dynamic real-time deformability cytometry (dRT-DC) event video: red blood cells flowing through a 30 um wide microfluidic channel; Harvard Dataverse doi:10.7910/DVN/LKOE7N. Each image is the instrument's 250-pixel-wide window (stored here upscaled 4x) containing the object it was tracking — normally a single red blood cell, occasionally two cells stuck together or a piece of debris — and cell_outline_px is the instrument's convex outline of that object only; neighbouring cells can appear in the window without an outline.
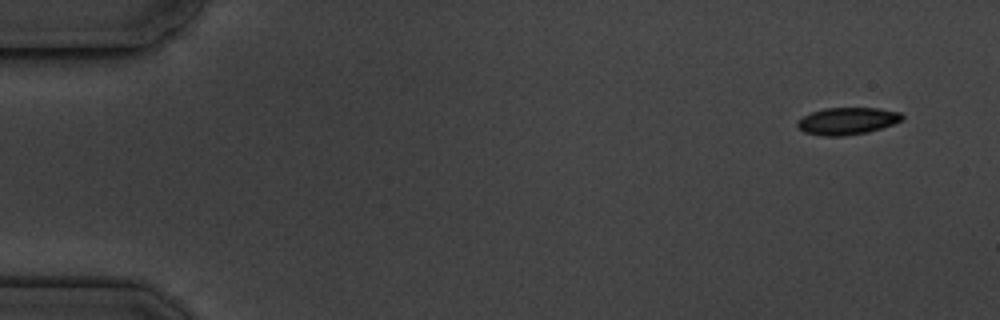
{"species": "common noctule bat (a hibernating species)", "species_latin": "Nyctalus noctula", "temperature_condition": "cold", "stored_images_in_passage": 6, "camera_frame_rate_fps": 3000, "um_per_image_px": 0.085, "animal": {"sex": "male", "body_mass_g": 19.5, "forearm_length_mm": 54.6}, "frame": {"image": 1, "passage_image": 1, "time_ms": 0.0, "image_size_px": [1000, 320], "cell_outline_px": [[904, 120], [868, 132], [844, 136], [824, 136], [804, 132], [796, 128], [796, 120], [812, 112], [824, 108], [880, 108], [900, 112], [904, 116]], "centroid_in_image_um": [72.0, 10.28], "position_along_channel_um": 13.0, "area_um2": 16.7}}
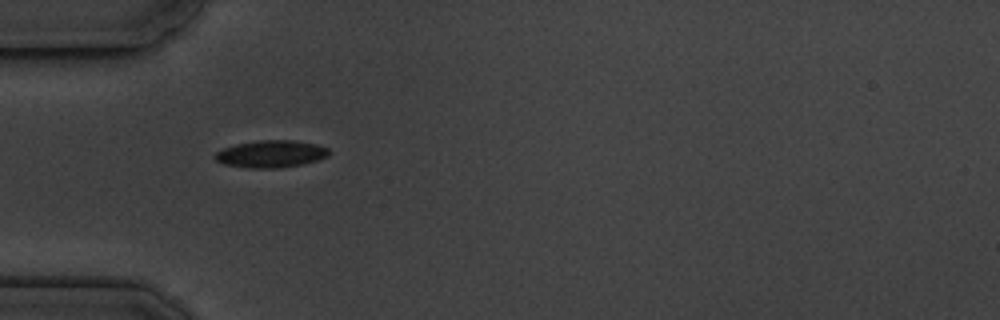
{"frame": {"image": 2, "passage_image": 5, "time_ms": 4.667, "image_size_px": [1000, 320], "cell_outline_px": [[332, 152], [328, 156], [316, 160], [300, 164], [276, 168], [248, 168], [224, 164], [216, 160], [212, 156], [216, 152], [224, 148], [236, 144], [260, 140], [296, 140], [316, 144], [328, 148]], "centroid_in_image_um": [23.03, 13.07], "position_along_channel_um": 62.0, "area_um2": 18.03}}